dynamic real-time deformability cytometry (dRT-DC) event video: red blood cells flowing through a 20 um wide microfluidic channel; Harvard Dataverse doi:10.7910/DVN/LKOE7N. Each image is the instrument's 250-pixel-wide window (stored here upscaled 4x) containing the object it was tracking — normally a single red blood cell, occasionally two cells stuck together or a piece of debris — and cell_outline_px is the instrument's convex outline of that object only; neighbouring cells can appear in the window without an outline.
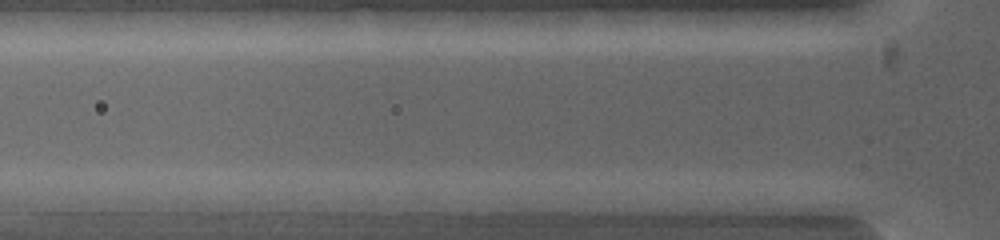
{"species": "common noctule bat (a hibernating species)", "species_latin": "Nyctalus noctula", "temperature_condition": "warm", "stored_images_in_passage": 4, "camera_frame_rate_fps": 5000, "um_per_image_px": 0.085, "animal": {"sex": "female", "body_mass_g": 19.0, "forearm_length_mm": 53.3}, "frame": {"image": 1, "passage_image": 2, "time_ms": 0.2, "image_size_px": [1000, 240], "cell_outline_px": [[780, 216], [768, 216], [692, 208], [672, 200], [756, 192], [764, 192], [780, 200]], "centroid_in_image_um": [62.69, 17.31], "position_along_channel_um": 63.1, "area_um2": 11.91}}